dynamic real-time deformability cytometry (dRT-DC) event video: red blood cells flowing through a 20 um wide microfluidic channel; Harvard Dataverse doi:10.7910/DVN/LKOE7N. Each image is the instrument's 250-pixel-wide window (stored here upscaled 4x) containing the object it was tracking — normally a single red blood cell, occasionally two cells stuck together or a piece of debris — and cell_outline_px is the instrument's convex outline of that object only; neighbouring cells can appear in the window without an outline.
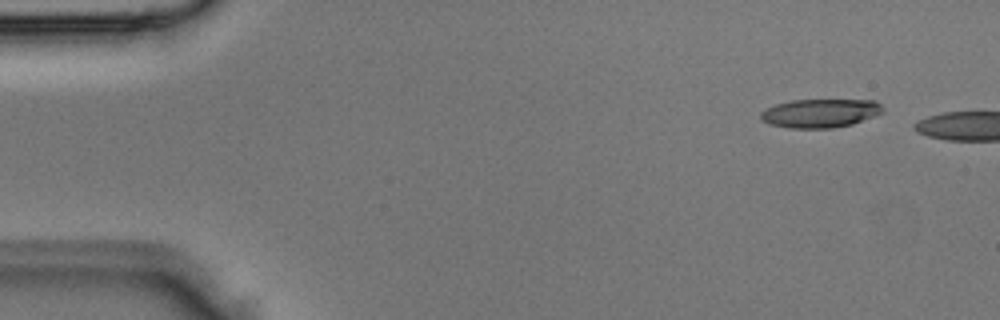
{"species": "Egyptian fruit bat (a non-hibernating species)", "species_latin": "Rousettus aegyptiacus", "temperature_condition": "room temperature", "stored_images_in_passage": 3, "segment_of_instrument_passage": [2, 2], "camera_frame_rate_fps": 3000, "um_per_image_px": 0.085, "animal": {"sex": "male"}, "frame": {"image": 1, "passage_image": 3, "time_ms": 0.667, "image_size_px": [1000, 320], "cell_outline_px": [[884, 112], [852, 124], [832, 128], [788, 128], [768, 124], [760, 120], [760, 112], [764, 108], [776, 104], [792, 100], [876, 100], [884, 108]], "centroid_in_image_um": [69.68, 9.62], "position_along_channel_um": 15.3, "area_um2": 20.58}}